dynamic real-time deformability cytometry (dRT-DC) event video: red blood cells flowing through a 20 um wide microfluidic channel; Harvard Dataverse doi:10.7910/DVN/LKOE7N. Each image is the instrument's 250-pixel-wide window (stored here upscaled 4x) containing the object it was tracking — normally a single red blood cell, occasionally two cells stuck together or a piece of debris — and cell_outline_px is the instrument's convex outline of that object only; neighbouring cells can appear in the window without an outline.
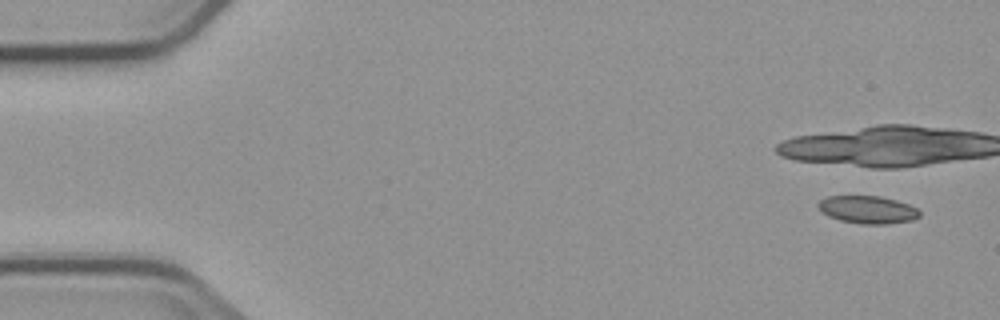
{"species": "common noctule bat (a hibernating species)", "species_latin": "Nyctalus noctula", "temperature_condition": "cold", "stored_images_in_passage": 4, "camera_frame_rate_fps": 3000, "um_per_image_px": 0.085, "animal": {"sex": "male", "body_mass_g": 23.1, "forearm_length_mm": 52.7}, "frame": {"image": 1, "passage_image": 1, "time_ms": 0.0, "image_size_px": [1000, 320], "cell_outline_px": [[920, 216], [912, 220], [884, 224], [860, 224], [840, 220], [828, 216], [816, 204], [820, 200], [828, 196], [880, 196], [896, 200], [908, 204], [916, 208], [920, 212]], "centroid_in_image_um": [73.75, 17.82], "position_along_channel_um": 11.2, "area_um2": 16.24}}